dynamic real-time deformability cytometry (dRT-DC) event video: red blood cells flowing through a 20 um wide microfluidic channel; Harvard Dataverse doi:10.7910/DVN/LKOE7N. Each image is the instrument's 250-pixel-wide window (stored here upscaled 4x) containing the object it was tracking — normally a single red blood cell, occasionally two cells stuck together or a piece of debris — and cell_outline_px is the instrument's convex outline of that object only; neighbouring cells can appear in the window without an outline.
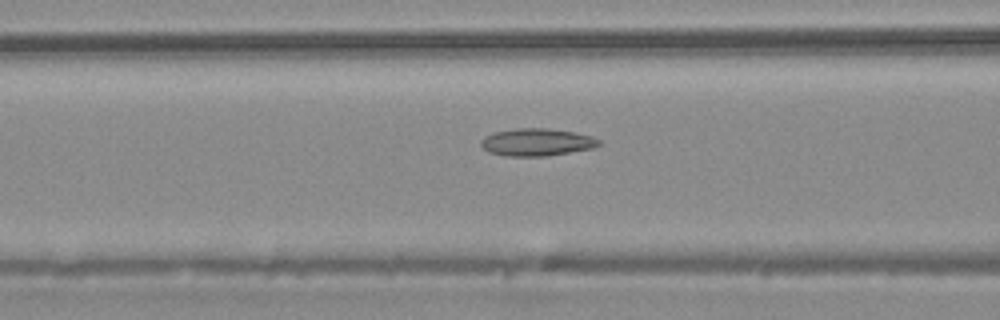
{"species": "common noctule bat (a hibernating species)", "species_latin": "Nyctalus noctula", "temperature_condition": "warm", "stored_images_in_passage": 37, "camera_frame_rate_fps": 3000, "um_per_image_px": 0.085, "animal": {"sex": "male", "body_mass_g": 20.4}, "frame": {"image": 1, "passage_image": 10, "time_ms": 3.0, "image_size_px": [1000, 320], "cell_outline_px": [[600, 144], [596, 148], [548, 156], [504, 156], [488, 152], [480, 144], [480, 140], [484, 136], [492, 132], [516, 128], [548, 128], [576, 132], [592, 136], [600, 140]], "centroid_in_image_um": [45.63, 12.08], "position_along_channel_um": 121.0, "area_um2": 19.25}}
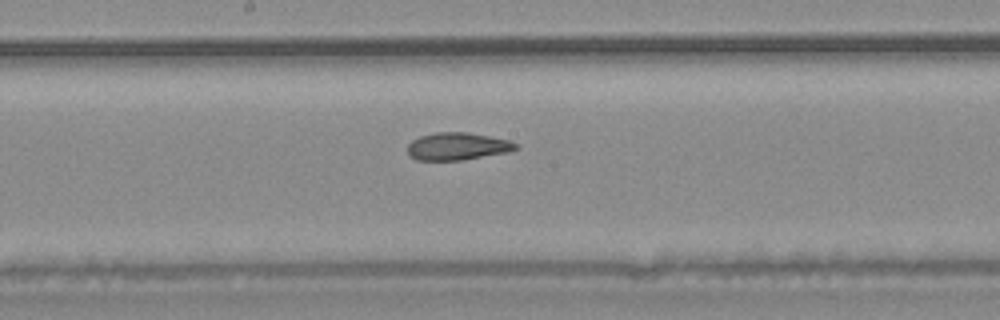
{"frame": {"image": 2, "passage_image": 16, "time_ms": 5.0, "image_size_px": [1000, 320], "cell_outline_px": [[520, 148], [508, 152], [460, 160], [416, 160], [408, 152], [408, 144], [412, 140], [420, 136], [436, 132], [468, 132], [508, 140], [516, 144]], "centroid_in_image_um": [38.88, 12.43], "position_along_channel_um": 209.3, "area_um2": 17.17}}
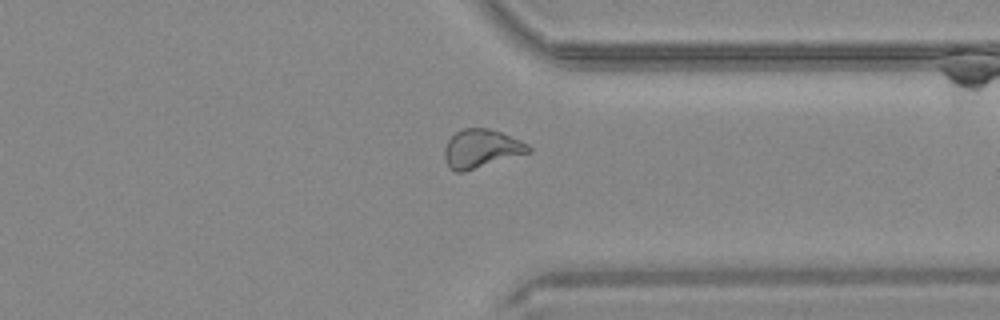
{"frame": {"image": 3, "passage_image": 27, "time_ms": 8.667, "image_size_px": [1000, 320], "cell_outline_px": [[532, 152], [464, 172], [456, 172], [448, 168], [444, 156], [444, 148], [448, 140], [456, 132], [464, 128], [488, 128], [500, 132], [520, 140], [528, 144], [532, 148]], "centroid_in_image_um": [40.9, 12.65], "position_along_channel_um": 370.5, "area_um2": 18.96}}